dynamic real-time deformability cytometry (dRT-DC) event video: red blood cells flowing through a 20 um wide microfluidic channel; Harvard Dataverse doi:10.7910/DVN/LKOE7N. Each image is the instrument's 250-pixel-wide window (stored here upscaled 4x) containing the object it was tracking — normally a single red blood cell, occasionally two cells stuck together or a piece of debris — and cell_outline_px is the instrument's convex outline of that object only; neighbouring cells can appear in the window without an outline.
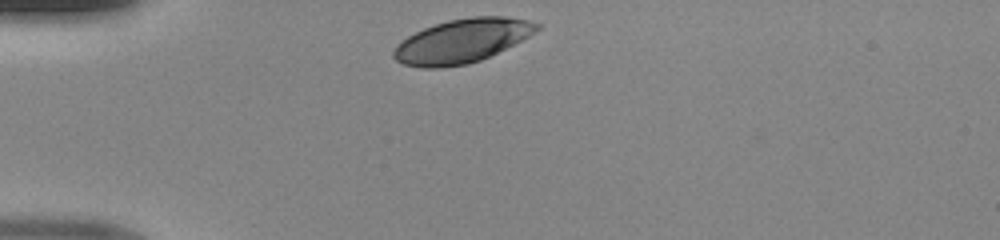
{"species": "human", "species_latin": "Homo sapiens", "temperature_condition": "room temperature", "stored_images_in_passage": 28, "camera_frame_rate_fps": 3000, "um_per_image_px": 0.085, "donor": {"sex": "male"}, "frame": {"image": 1, "passage_image": 1, "time_ms": 0.0, "image_size_px": [1000, 240], "cell_outline_px": [[540, 28], [528, 36], [480, 60], [468, 64], [440, 68], [420, 68], [404, 64], [396, 60], [392, 56], [392, 52], [396, 44], [408, 36], [424, 28], [448, 20], [472, 16], [504, 16], [528, 20], [540, 24]], "centroid_in_image_um": [39.22, 3.48], "position_along_channel_um": 45.8, "area_um2": 36.3}}
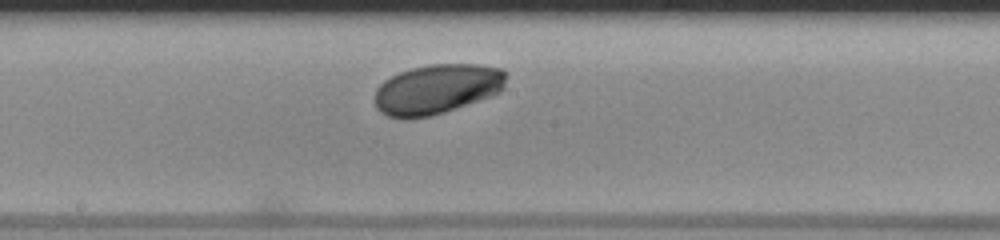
{"frame": {"image": 2, "passage_image": 15, "time_ms": 4.667, "image_size_px": [1000, 240], "cell_outline_px": [[508, 72], [504, 88], [500, 92], [492, 96], [444, 112], [428, 116], [404, 120], [388, 116], [380, 112], [376, 108], [376, 88], [384, 80], [400, 72], [412, 68], [428, 64], [480, 64], [504, 68]], "centroid_in_image_um": [37.18, 7.57], "position_along_channel_um": 211.0, "area_um2": 38.61}}
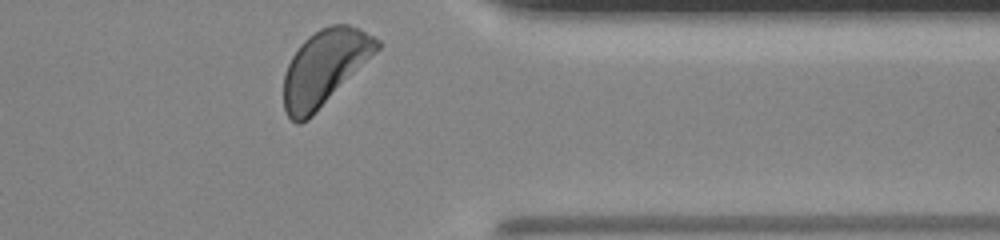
{"frame": {"image": 3, "passage_image": 28, "time_ms": 9.0, "image_size_px": [1000, 240], "cell_outline_px": [[380, 48], [308, 120], [300, 124], [296, 124], [288, 116], [284, 108], [284, 76], [288, 64], [292, 56], [300, 44], [308, 36], [320, 28], [332, 24], [348, 24], [380, 40]], "centroid_in_image_um": [27.56, 5.75], "position_along_channel_um": 383.8, "area_um2": 40.34}}